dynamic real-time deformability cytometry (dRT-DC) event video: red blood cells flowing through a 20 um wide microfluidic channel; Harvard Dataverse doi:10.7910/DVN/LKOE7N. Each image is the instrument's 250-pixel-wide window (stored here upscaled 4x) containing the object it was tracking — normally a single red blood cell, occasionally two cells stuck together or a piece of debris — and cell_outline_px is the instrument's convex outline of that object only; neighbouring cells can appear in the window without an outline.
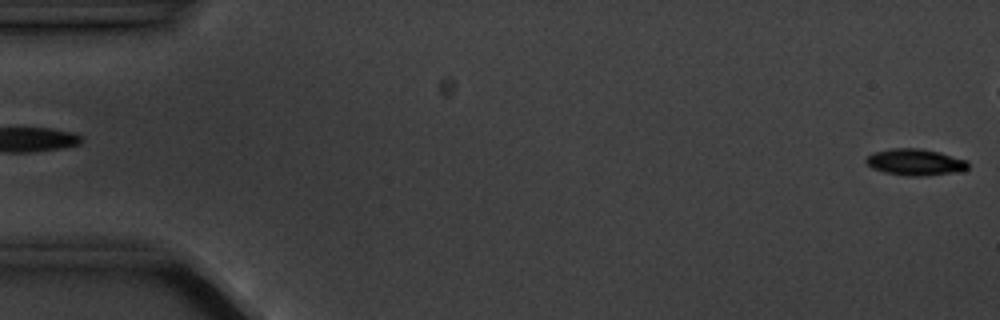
{"species": "common noctule bat (a hibernating species)", "species_latin": "Nyctalus noctula", "temperature_condition": "cold", "stored_images_in_passage": 4, "camera_frame_rate_fps": 3000, "um_per_image_px": 0.085, "animal": {"sex": "male", "body_mass_g": 20.1, "forearm_length_mm": 53.5}, "frame": {"image": 1, "passage_image": 4, "time_ms": 4.0, "image_size_px": [1000, 320], "cell_outline_px": [[968, 168], [960, 172], [924, 176], [908, 176], [884, 172], [872, 168], [864, 160], [872, 152], [892, 148], [920, 148], [940, 152], [968, 160]], "centroid_in_image_um": [77.82, 13.78], "position_along_channel_um": 7.2, "area_um2": 15.95}}